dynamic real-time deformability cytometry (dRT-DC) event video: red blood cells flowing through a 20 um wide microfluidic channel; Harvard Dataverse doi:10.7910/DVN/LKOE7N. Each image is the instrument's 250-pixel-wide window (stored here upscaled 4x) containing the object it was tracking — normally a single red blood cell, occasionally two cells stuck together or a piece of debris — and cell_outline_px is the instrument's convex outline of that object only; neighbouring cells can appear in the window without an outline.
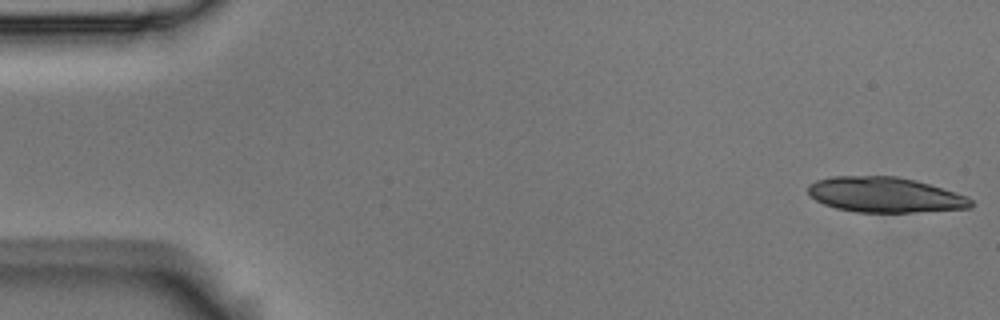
{"species": "Egyptian fruit bat (a non-hibernating species)", "species_latin": "Rousettus aegyptiacus", "temperature_condition": "room temperature", "stored_images_in_passage": 5, "camera_frame_rate_fps": 3000, "um_per_image_px": 0.085, "animal": {"sex": "male"}, "frame": {"image": 1, "passage_image": 1, "time_ms": 0.0, "image_size_px": [1000, 320], "cell_outline_px": [[972, 208], [912, 212], [856, 212], [836, 208], [824, 204], [816, 200], [808, 192], [808, 184], [816, 180], [832, 176], [896, 176], [916, 180], [968, 196], [972, 200]], "centroid_in_image_um": [75.22, 16.55], "position_along_channel_um": 9.8, "area_um2": 33.47}}